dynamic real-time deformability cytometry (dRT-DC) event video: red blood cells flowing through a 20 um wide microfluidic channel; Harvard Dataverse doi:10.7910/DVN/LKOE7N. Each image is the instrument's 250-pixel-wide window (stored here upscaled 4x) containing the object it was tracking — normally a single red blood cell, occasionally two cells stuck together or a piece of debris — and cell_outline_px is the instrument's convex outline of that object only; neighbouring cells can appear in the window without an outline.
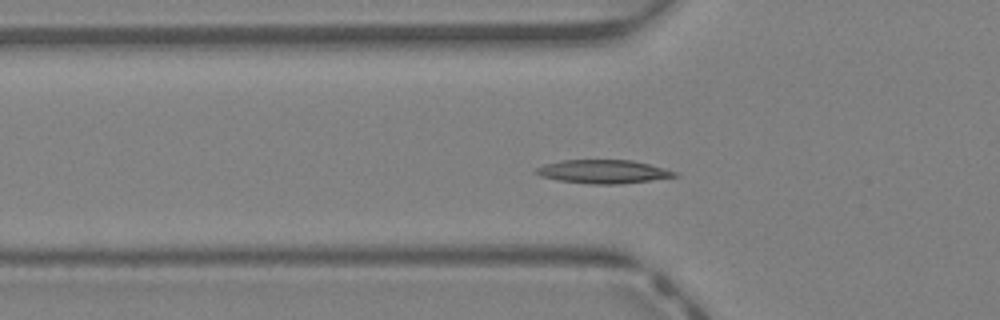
{"species": "Egyptian fruit bat (a non-hibernating species)", "species_latin": "Rousettus aegyptiacus", "temperature_condition": "warm", "stored_images_in_passage": 35, "camera_frame_rate_fps": 3000, "um_per_image_px": 0.085, "animal": {"sex": "female"}, "frame": {"image": 1, "passage_image": 5, "time_ms": 1.333, "image_size_px": [1000, 320], "cell_outline_px": [[680, 176], [652, 180], [620, 184], [592, 184], [560, 180], [540, 176], [532, 172], [536, 168], [544, 164], [564, 160], [632, 160], [664, 168], [676, 172]], "centroid_in_image_um": [51.27, 14.59], "position_along_channel_um": 74.5, "area_um2": 18.96}}
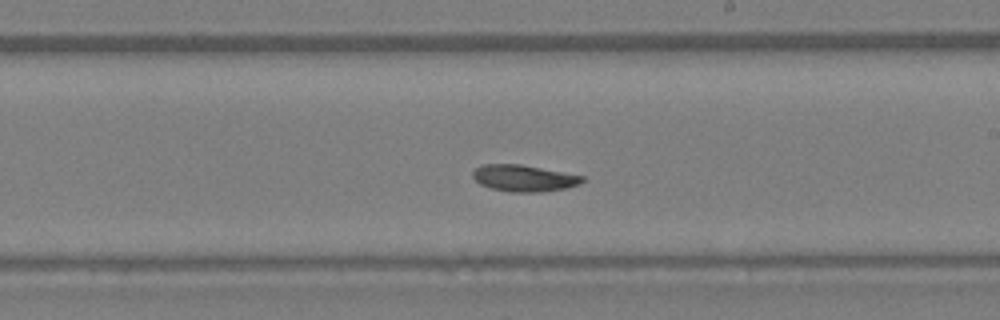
{"frame": {"image": 2, "passage_image": 16, "time_ms": 5.0, "image_size_px": [1000, 320], "cell_outline_px": [[584, 180], [580, 184], [564, 188], [544, 192], [512, 192], [492, 188], [480, 184], [472, 176], [472, 172], [476, 168], [484, 164], [520, 164], [584, 176]], "centroid_in_image_um": [44.53, 15.14], "position_along_channel_um": 244.5, "area_um2": 16.82}}
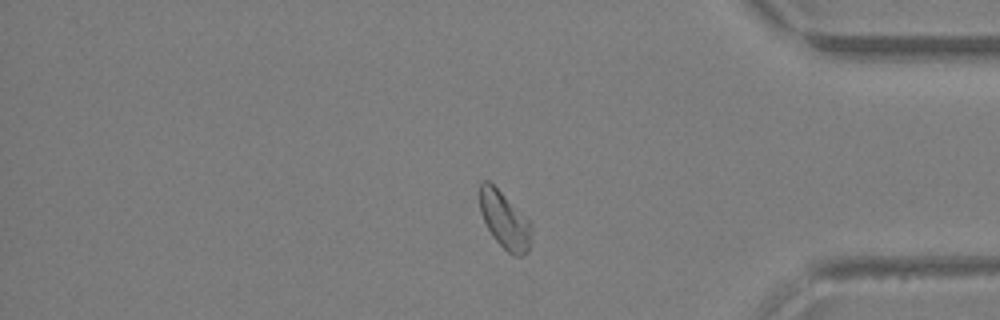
{"frame": {"image": 3, "passage_image": 27, "time_ms": 8.667, "image_size_px": [1000, 320], "cell_outline_px": [[532, 228], [528, 252], [524, 256], [516, 256], [508, 252], [492, 236], [480, 212], [480, 184], [484, 180], [488, 180], [532, 224]], "centroid_in_image_um": [42.9, 18.75], "position_along_channel_um": 392.3, "area_um2": 16.7}, "authors_computed_cell_mechanics": {"area_um2": 17.6868, "velocity_mm_per_s": 4.6352, "shape_relaxation_time_tau1_ms": 8.7498, "shape_relaxation_time_tau2_ms": null, "deformation_change_tau1": 0.2087, "deformation_change_tau2": null}}